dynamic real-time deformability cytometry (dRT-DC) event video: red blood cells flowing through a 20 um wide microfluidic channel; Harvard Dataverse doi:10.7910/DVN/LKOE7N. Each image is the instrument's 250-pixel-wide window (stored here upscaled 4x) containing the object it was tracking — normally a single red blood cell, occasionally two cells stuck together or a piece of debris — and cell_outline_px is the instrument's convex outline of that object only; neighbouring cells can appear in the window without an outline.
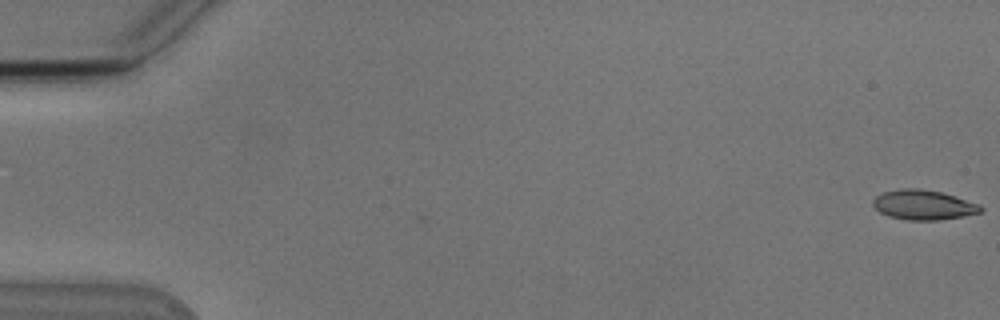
{"species": "Egyptian fruit bat (a non-hibernating species)", "species_latin": "Rousettus aegyptiacus", "temperature_condition": "cold", "stored_images_in_passage": 2, "camera_frame_rate_fps": 3000, "um_per_image_px": 0.085, "animal": {"sex": "male"}, "frame": {"image": 1, "passage_image": 2, "time_ms": 0.333, "image_size_px": [1000, 320], "cell_outline_px": [[984, 208], [980, 212], [964, 216], [940, 220], [908, 220], [888, 216], [880, 212], [872, 204], [872, 200], [876, 196], [884, 192], [900, 188], [920, 188], [940, 192], [956, 196], [980, 204]], "centroid_in_image_um": [78.5, 17.41], "position_along_channel_um": 6.5, "area_um2": 18.79}}